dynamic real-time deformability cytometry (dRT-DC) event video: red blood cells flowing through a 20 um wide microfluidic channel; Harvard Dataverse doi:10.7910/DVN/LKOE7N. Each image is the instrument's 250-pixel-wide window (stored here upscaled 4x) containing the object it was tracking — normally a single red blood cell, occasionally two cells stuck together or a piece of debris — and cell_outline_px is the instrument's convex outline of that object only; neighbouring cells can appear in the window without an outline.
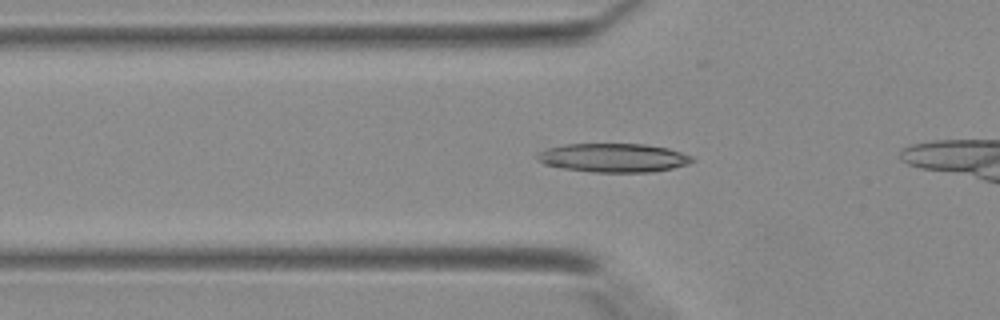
{"species": "Egyptian fruit bat (a non-hibernating species)", "species_latin": "Rousettus aegyptiacus", "temperature_condition": "warm", "stored_images_in_passage": 27, "camera_frame_rate_fps": 3000, "um_per_image_px": 0.085, "animal": {"sex": "female"}, "frame": {"image": 1, "passage_image": 7, "time_ms": 2.0, "image_size_px": [1000, 320], "cell_outline_px": [[696, 160], [688, 164], [672, 168], [652, 172], [592, 172], [564, 168], [544, 164], [536, 156], [536, 152], [548, 148], [564, 144], [644, 144], [668, 148], [692, 156]], "centroid_in_image_um": [52.15, 13.41], "position_along_channel_um": 73.6, "area_um2": 25.95}}
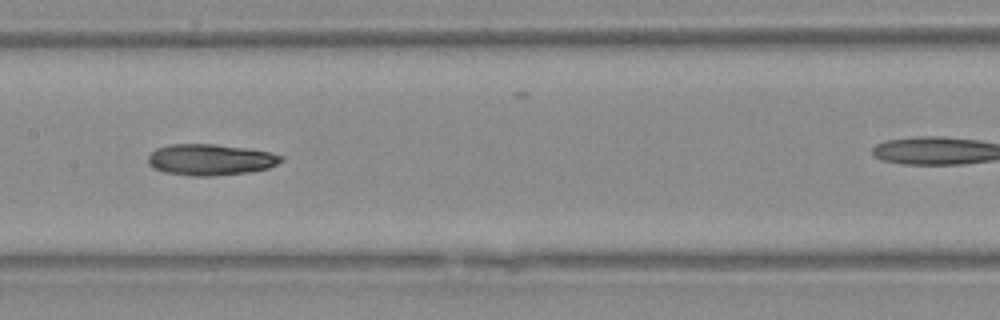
{"frame": {"image": 2, "passage_image": 14, "time_ms": 4.333, "image_size_px": [1000, 320], "cell_outline_px": [[284, 160], [268, 168], [248, 172], [212, 176], [192, 176], [164, 172], [148, 164], [148, 156], [156, 148], [168, 144], [212, 144], [244, 148], [268, 152], [284, 156]], "centroid_in_image_um": [17.87, 13.57], "position_along_channel_um": 189.5, "area_um2": 24.04}}
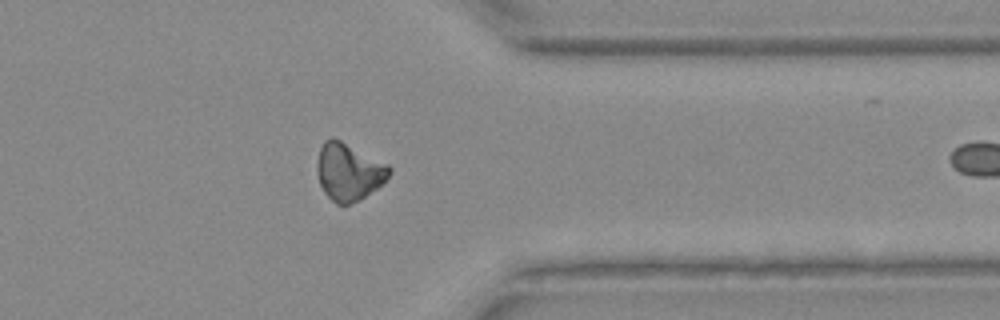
{"frame": {"image": 3, "passage_image": 26, "time_ms": 8.333, "image_size_px": [1000, 320], "cell_outline_px": [[392, 172], [376, 188], [360, 200], [348, 204], [336, 204], [324, 192], [320, 184], [316, 168], [316, 164], [320, 148], [324, 140], [332, 136], [388, 164], [392, 168]], "centroid_in_image_um": [29.62, 14.59], "position_along_channel_um": 381.8, "area_um2": 23.99}}